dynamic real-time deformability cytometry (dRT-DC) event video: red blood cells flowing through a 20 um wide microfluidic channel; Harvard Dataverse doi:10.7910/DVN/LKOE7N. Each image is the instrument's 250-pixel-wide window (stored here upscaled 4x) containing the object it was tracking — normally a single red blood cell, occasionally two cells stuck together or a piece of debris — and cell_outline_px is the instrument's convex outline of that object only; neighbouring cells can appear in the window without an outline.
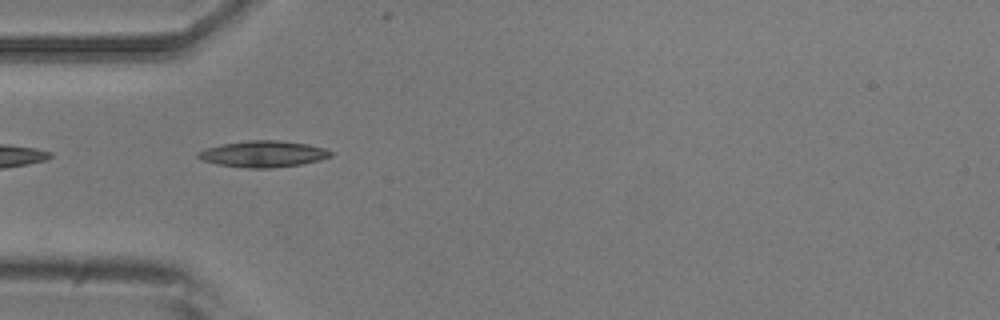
{"species": "common noctule bat (a hibernating species)", "species_latin": "Nyctalus noctula", "temperature_condition": "room temperature", "stored_images_in_passage": 13, "camera_frame_rate_fps": 3000, "um_per_image_px": 0.085, "animal": {"sex": "male", "body_mass_g": 20.5, "forearm_length_mm": 52.5}, "frame": {"image": 1, "passage_image": 1, "time_ms": 0.0, "image_size_px": [1000, 320], "cell_outline_px": [[332, 156], [320, 160], [300, 164], [268, 168], [248, 168], [216, 164], [204, 160], [196, 156], [196, 152], [204, 148], [220, 144], [248, 140], [280, 140], [308, 144], [324, 148], [332, 152]], "centroid_in_image_um": [22.34, 13.07], "position_along_channel_um": 62.7, "area_um2": 20.4}}
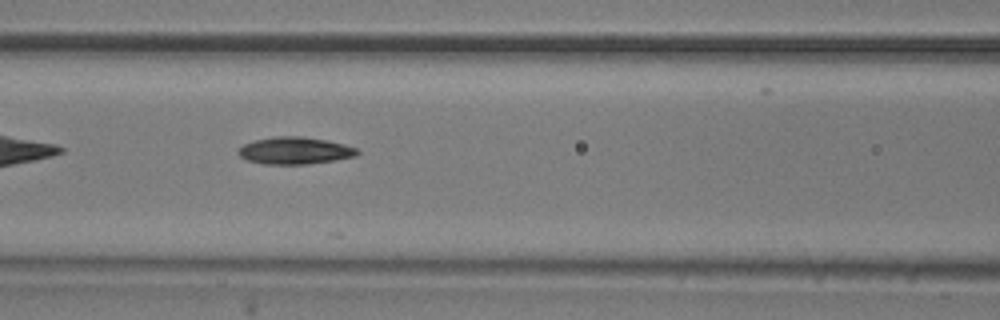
{"frame": {"image": 2, "passage_image": 7, "time_ms": 2.0, "image_size_px": [1000, 320], "cell_outline_px": [[360, 152], [356, 156], [336, 160], [308, 164], [264, 164], [248, 160], [240, 156], [236, 152], [244, 144], [256, 140], [276, 136], [304, 136], [328, 140], [344, 144], [356, 148]], "centroid_in_image_um": [25.09, 12.8], "position_along_channel_um": 141.5, "area_um2": 18.84}}
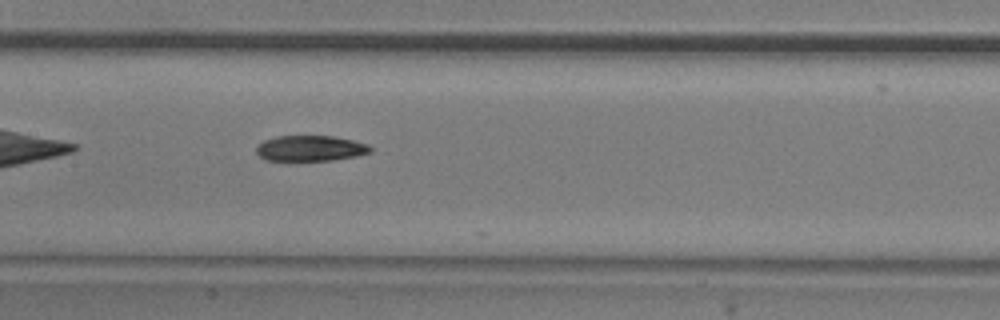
{"frame": {"image": 3, "passage_image": 10, "time_ms": 3.0, "image_size_px": [1000, 320], "cell_outline_px": [[372, 152], [356, 156], [332, 160], [268, 160], [260, 156], [256, 152], [256, 148], [264, 140], [276, 136], [332, 136], [352, 140], [368, 144], [372, 148]], "centroid_in_image_um": [26.41, 12.6], "position_along_channel_um": 181.0, "area_um2": 16.88}}